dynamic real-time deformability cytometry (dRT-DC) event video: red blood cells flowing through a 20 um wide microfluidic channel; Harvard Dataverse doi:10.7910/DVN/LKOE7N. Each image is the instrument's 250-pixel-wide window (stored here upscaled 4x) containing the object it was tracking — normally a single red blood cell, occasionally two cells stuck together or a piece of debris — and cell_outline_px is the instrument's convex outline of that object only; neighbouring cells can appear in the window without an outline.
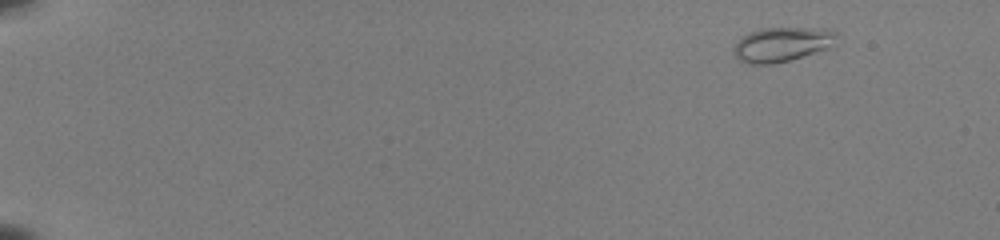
{"species": "common noctule bat (a hibernating species)", "species_latin": "Nyctalus noctula", "temperature_condition": "room temperature", "stored_images_in_passage": 48, "camera_frame_rate_fps": 3000, "um_per_image_px": 0.085, "animal": {"sex": "female", "body_mass_g": 22.0, "forearm_length_mm": 56.7}, "frame": {"image": 1, "passage_image": 1, "time_ms": 0.0, "image_size_px": [1000, 240], "cell_outline_px": [[836, 36], [832, 44], [828, 48], [788, 60], [772, 64], [748, 64], [740, 60], [736, 56], [732, 48], [744, 36], [760, 28], [828, 28], [836, 32]], "centroid_in_image_um": [66.46, 3.76], "position_along_channel_um": 18.5, "area_um2": 20.29}}
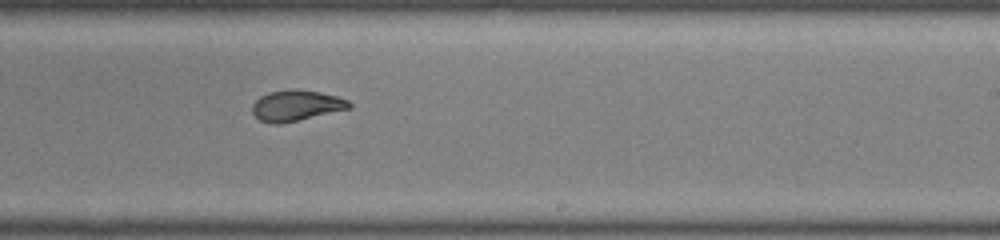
{"frame": {"image": 2, "passage_image": 31, "time_ms": 10.0, "image_size_px": [1000, 240], "cell_outline_px": [[352, 108], [280, 124], [272, 124], [260, 120], [252, 112], [252, 104], [260, 96], [268, 92], [292, 88], [300, 88], [320, 92], [336, 96], [348, 100], [352, 104]], "centroid_in_image_um": [25.18, 8.95], "position_along_channel_um": 263.8, "area_um2": 17.57}}
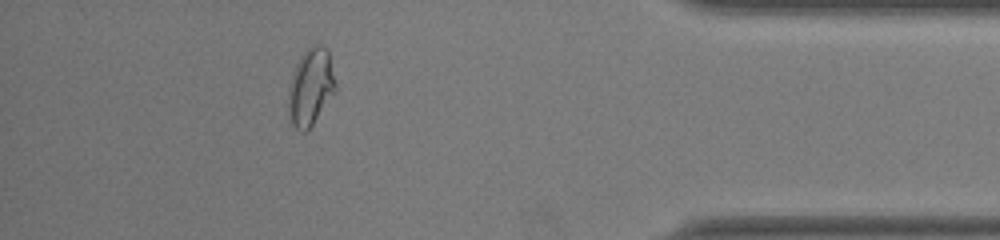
{"frame": {"image": 3, "passage_image": 44, "time_ms": 14.333, "image_size_px": [1000, 240], "cell_outline_px": [[336, 92], [312, 124], [304, 132], [300, 132], [288, 120], [288, 92], [292, 76], [296, 64], [300, 56], [308, 48], [316, 44], [320, 44], [328, 48], [336, 84]], "centroid_in_image_um": [26.41, 7.39], "position_along_channel_um": 408.8, "area_um2": 21.27}, "authors_computed_cell_mechanics": {"area_um2": 18.3226, "velocity_mm_per_s": 3.9961, "shape_relaxation_time_tau1_ms": null, "shape_relaxation_time_tau2_ms": 0.8967, "deformation_change_tau1": null, "deformation_change_tau2": 0.0527}}